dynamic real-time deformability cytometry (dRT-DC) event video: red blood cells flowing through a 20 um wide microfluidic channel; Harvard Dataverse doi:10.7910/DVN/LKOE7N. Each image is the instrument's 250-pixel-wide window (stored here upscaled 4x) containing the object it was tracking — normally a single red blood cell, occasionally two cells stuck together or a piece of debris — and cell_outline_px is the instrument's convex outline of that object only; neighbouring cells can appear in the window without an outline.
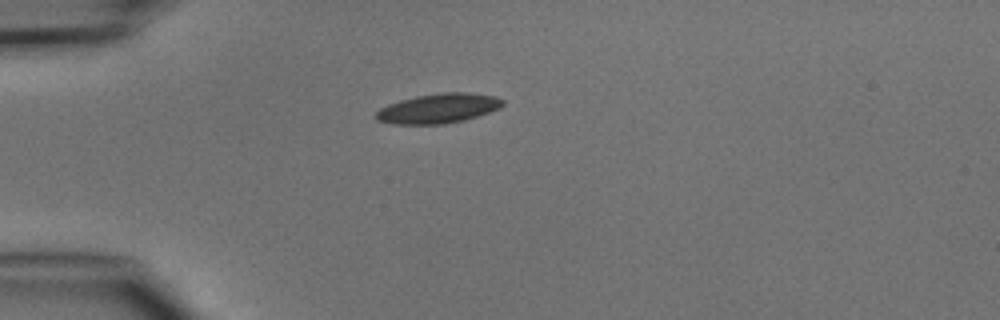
{"species": "common noctule bat (a hibernating species)", "species_latin": "Nyctalus noctula", "temperature_condition": "cold", "stored_images_in_passage": 1, "camera_frame_rate_fps": 3000, "um_per_image_px": 0.085, "animal": {"sex": "male", "body_mass_g": 15.6}, "frame": {"image": 1, "passage_image": 1, "time_ms": 0.0, "image_size_px": [1000, 320], "cell_outline_px": [[504, 104], [500, 108], [464, 120], [444, 124], [396, 124], [376, 120], [376, 112], [380, 108], [388, 104], [400, 100], [416, 96], [444, 92], [468, 92], [496, 96], [504, 100]], "centroid_in_image_um": [37.27, 9.21], "position_along_channel_um": 47.7, "area_um2": 21.85}}